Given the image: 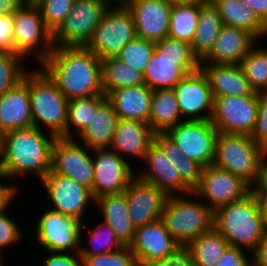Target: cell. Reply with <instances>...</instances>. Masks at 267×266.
Wrapping results in <instances>:
<instances>
[{
    "instance_id": "obj_6",
    "label": "cell",
    "mask_w": 267,
    "mask_h": 266,
    "mask_svg": "<svg viewBox=\"0 0 267 266\" xmlns=\"http://www.w3.org/2000/svg\"><path fill=\"white\" fill-rule=\"evenodd\" d=\"M168 196L161 219L173 239L180 246H187L193 239L214 226V212L203 202Z\"/></svg>"
},
{
    "instance_id": "obj_27",
    "label": "cell",
    "mask_w": 267,
    "mask_h": 266,
    "mask_svg": "<svg viewBox=\"0 0 267 266\" xmlns=\"http://www.w3.org/2000/svg\"><path fill=\"white\" fill-rule=\"evenodd\" d=\"M153 135L154 132L148 123L119 118L110 148L117 154L129 153L128 155L143 160L153 142Z\"/></svg>"
},
{
    "instance_id": "obj_1",
    "label": "cell",
    "mask_w": 267,
    "mask_h": 266,
    "mask_svg": "<svg viewBox=\"0 0 267 266\" xmlns=\"http://www.w3.org/2000/svg\"><path fill=\"white\" fill-rule=\"evenodd\" d=\"M41 65L68 100L104 95L101 59L86 46H54Z\"/></svg>"
},
{
    "instance_id": "obj_7",
    "label": "cell",
    "mask_w": 267,
    "mask_h": 266,
    "mask_svg": "<svg viewBox=\"0 0 267 266\" xmlns=\"http://www.w3.org/2000/svg\"><path fill=\"white\" fill-rule=\"evenodd\" d=\"M135 37L136 28L131 12L126 6L115 5L104 13L86 47L100 59L113 57Z\"/></svg>"
},
{
    "instance_id": "obj_46",
    "label": "cell",
    "mask_w": 267,
    "mask_h": 266,
    "mask_svg": "<svg viewBox=\"0 0 267 266\" xmlns=\"http://www.w3.org/2000/svg\"><path fill=\"white\" fill-rule=\"evenodd\" d=\"M251 137L267 151V92L259 93L258 114Z\"/></svg>"
},
{
    "instance_id": "obj_26",
    "label": "cell",
    "mask_w": 267,
    "mask_h": 266,
    "mask_svg": "<svg viewBox=\"0 0 267 266\" xmlns=\"http://www.w3.org/2000/svg\"><path fill=\"white\" fill-rule=\"evenodd\" d=\"M152 93L153 90L143 84L116 89L106 97L118 118L148 123Z\"/></svg>"
},
{
    "instance_id": "obj_33",
    "label": "cell",
    "mask_w": 267,
    "mask_h": 266,
    "mask_svg": "<svg viewBox=\"0 0 267 266\" xmlns=\"http://www.w3.org/2000/svg\"><path fill=\"white\" fill-rule=\"evenodd\" d=\"M101 72L105 96L119 88L145 84L141 71L124 64L116 56L101 59Z\"/></svg>"
},
{
    "instance_id": "obj_57",
    "label": "cell",
    "mask_w": 267,
    "mask_h": 266,
    "mask_svg": "<svg viewBox=\"0 0 267 266\" xmlns=\"http://www.w3.org/2000/svg\"><path fill=\"white\" fill-rule=\"evenodd\" d=\"M110 5H112L111 3H115L117 5H123L125 6L126 4H128L130 1L132 0H106Z\"/></svg>"
},
{
    "instance_id": "obj_3",
    "label": "cell",
    "mask_w": 267,
    "mask_h": 266,
    "mask_svg": "<svg viewBox=\"0 0 267 266\" xmlns=\"http://www.w3.org/2000/svg\"><path fill=\"white\" fill-rule=\"evenodd\" d=\"M214 227L229 245L245 247L254 253L267 232L262 200L251 190L242 199L219 207L214 212Z\"/></svg>"
},
{
    "instance_id": "obj_10",
    "label": "cell",
    "mask_w": 267,
    "mask_h": 266,
    "mask_svg": "<svg viewBox=\"0 0 267 266\" xmlns=\"http://www.w3.org/2000/svg\"><path fill=\"white\" fill-rule=\"evenodd\" d=\"M258 107V92L244 97H214L210 121L219 132L251 136L256 124Z\"/></svg>"
},
{
    "instance_id": "obj_24",
    "label": "cell",
    "mask_w": 267,
    "mask_h": 266,
    "mask_svg": "<svg viewBox=\"0 0 267 266\" xmlns=\"http://www.w3.org/2000/svg\"><path fill=\"white\" fill-rule=\"evenodd\" d=\"M199 68V60L162 59L154 52L143 72L144 82L151 90L173 89L187 74Z\"/></svg>"
},
{
    "instance_id": "obj_34",
    "label": "cell",
    "mask_w": 267,
    "mask_h": 266,
    "mask_svg": "<svg viewBox=\"0 0 267 266\" xmlns=\"http://www.w3.org/2000/svg\"><path fill=\"white\" fill-rule=\"evenodd\" d=\"M200 0L173 4L168 37L192 43L198 25Z\"/></svg>"
},
{
    "instance_id": "obj_60",
    "label": "cell",
    "mask_w": 267,
    "mask_h": 266,
    "mask_svg": "<svg viewBox=\"0 0 267 266\" xmlns=\"http://www.w3.org/2000/svg\"><path fill=\"white\" fill-rule=\"evenodd\" d=\"M187 266H199L196 261L193 259V257H191L188 261H187Z\"/></svg>"
},
{
    "instance_id": "obj_40",
    "label": "cell",
    "mask_w": 267,
    "mask_h": 266,
    "mask_svg": "<svg viewBox=\"0 0 267 266\" xmlns=\"http://www.w3.org/2000/svg\"><path fill=\"white\" fill-rule=\"evenodd\" d=\"M21 58L16 53L0 51V94L12 89L23 80L27 70H23Z\"/></svg>"
},
{
    "instance_id": "obj_44",
    "label": "cell",
    "mask_w": 267,
    "mask_h": 266,
    "mask_svg": "<svg viewBox=\"0 0 267 266\" xmlns=\"http://www.w3.org/2000/svg\"><path fill=\"white\" fill-rule=\"evenodd\" d=\"M173 165L178 170L182 182L193 191L200 182L204 166L187 156L178 159Z\"/></svg>"
},
{
    "instance_id": "obj_20",
    "label": "cell",
    "mask_w": 267,
    "mask_h": 266,
    "mask_svg": "<svg viewBox=\"0 0 267 266\" xmlns=\"http://www.w3.org/2000/svg\"><path fill=\"white\" fill-rule=\"evenodd\" d=\"M179 246L160 218L137 227L129 248L137 262L153 263L165 258Z\"/></svg>"
},
{
    "instance_id": "obj_22",
    "label": "cell",
    "mask_w": 267,
    "mask_h": 266,
    "mask_svg": "<svg viewBox=\"0 0 267 266\" xmlns=\"http://www.w3.org/2000/svg\"><path fill=\"white\" fill-rule=\"evenodd\" d=\"M255 41L257 39L246 30L223 24L213 48L200 63L240 64L254 44L256 45Z\"/></svg>"
},
{
    "instance_id": "obj_38",
    "label": "cell",
    "mask_w": 267,
    "mask_h": 266,
    "mask_svg": "<svg viewBox=\"0 0 267 266\" xmlns=\"http://www.w3.org/2000/svg\"><path fill=\"white\" fill-rule=\"evenodd\" d=\"M90 245L92 249L80 247V256H94L112 251H117L125 245L118 239L112 228L105 222L98 224L89 231Z\"/></svg>"
},
{
    "instance_id": "obj_58",
    "label": "cell",
    "mask_w": 267,
    "mask_h": 266,
    "mask_svg": "<svg viewBox=\"0 0 267 266\" xmlns=\"http://www.w3.org/2000/svg\"><path fill=\"white\" fill-rule=\"evenodd\" d=\"M40 1L41 0H21V4H25V5H36Z\"/></svg>"
},
{
    "instance_id": "obj_13",
    "label": "cell",
    "mask_w": 267,
    "mask_h": 266,
    "mask_svg": "<svg viewBox=\"0 0 267 266\" xmlns=\"http://www.w3.org/2000/svg\"><path fill=\"white\" fill-rule=\"evenodd\" d=\"M251 190L239 176L211 164L204 167L200 182L192 194L205 198L206 205L215 212L223 205L242 199Z\"/></svg>"
},
{
    "instance_id": "obj_4",
    "label": "cell",
    "mask_w": 267,
    "mask_h": 266,
    "mask_svg": "<svg viewBox=\"0 0 267 266\" xmlns=\"http://www.w3.org/2000/svg\"><path fill=\"white\" fill-rule=\"evenodd\" d=\"M29 96L34 127L39 122L56 137L66 138L68 99L43 69L29 71Z\"/></svg>"
},
{
    "instance_id": "obj_37",
    "label": "cell",
    "mask_w": 267,
    "mask_h": 266,
    "mask_svg": "<svg viewBox=\"0 0 267 266\" xmlns=\"http://www.w3.org/2000/svg\"><path fill=\"white\" fill-rule=\"evenodd\" d=\"M255 47L241 60L240 66L255 92H267V49Z\"/></svg>"
},
{
    "instance_id": "obj_49",
    "label": "cell",
    "mask_w": 267,
    "mask_h": 266,
    "mask_svg": "<svg viewBox=\"0 0 267 266\" xmlns=\"http://www.w3.org/2000/svg\"><path fill=\"white\" fill-rule=\"evenodd\" d=\"M242 250V248L229 245L216 266H252L253 262L248 261V257Z\"/></svg>"
},
{
    "instance_id": "obj_2",
    "label": "cell",
    "mask_w": 267,
    "mask_h": 266,
    "mask_svg": "<svg viewBox=\"0 0 267 266\" xmlns=\"http://www.w3.org/2000/svg\"><path fill=\"white\" fill-rule=\"evenodd\" d=\"M41 128L16 129L1 135L0 174L5 179L35 173L41 181L51 170L54 134L49 139Z\"/></svg>"
},
{
    "instance_id": "obj_11",
    "label": "cell",
    "mask_w": 267,
    "mask_h": 266,
    "mask_svg": "<svg viewBox=\"0 0 267 266\" xmlns=\"http://www.w3.org/2000/svg\"><path fill=\"white\" fill-rule=\"evenodd\" d=\"M183 156L203 165L213 164L219 131L210 120H184L166 132Z\"/></svg>"
},
{
    "instance_id": "obj_52",
    "label": "cell",
    "mask_w": 267,
    "mask_h": 266,
    "mask_svg": "<svg viewBox=\"0 0 267 266\" xmlns=\"http://www.w3.org/2000/svg\"><path fill=\"white\" fill-rule=\"evenodd\" d=\"M267 151L264 153L259 170V178L252 190L263 200L267 196Z\"/></svg>"
},
{
    "instance_id": "obj_45",
    "label": "cell",
    "mask_w": 267,
    "mask_h": 266,
    "mask_svg": "<svg viewBox=\"0 0 267 266\" xmlns=\"http://www.w3.org/2000/svg\"><path fill=\"white\" fill-rule=\"evenodd\" d=\"M10 203L11 201L0 210V253L3 248H6L7 246L10 247L17 242H20V239L22 238L21 230L17 223L5 214Z\"/></svg>"
},
{
    "instance_id": "obj_63",
    "label": "cell",
    "mask_w": 267,
    "mask_h": 266,
    "mask_svg": "<svg viewBox=\"0 0 267 266\" xmlns=\"http://www.w3.org/2000/svg\"><path fill=\"white\" fill-rule=\"evenodd\" d=\"M2 255H1V253H0V266H3V264H2V257H1Z\"/></svg>"
},
{
    "instance_id": "obj_16",
    "label": "cell",
    "mask_w": 267,
    "mask_h": 266,
    "mask_svg": "<svg viewBox=\"0 0 267 266\" xmlns=\"http://www.w3.org/2000/svg\"><path fill=\"white\" fill-rule=\"evenodd\" d=\"M41 183L45 187L51 203L55 206L51 210L80 221H82L86 205L89 201H94L89 188L52 170L44 176Z\"/></svg>"
},
{
    "instance_id": "obj_42",
    "label": "cell",
    "mask_w": 267,
    "mask_h": 266,
    "mask_svg": "<svg viewBox=\"0 0 267 266\" xmlns=\"http://www.w3.org/2000/svg\"><path fill=\"white\" fill-rule=\"evenodd\" d=\"M82 266H136L137 259L129 246L100 255L81 256Z\"/></svg>"
},
{
    "instance_id": "obj_31",
    "label": "cell",
    "mask_w": 267,
    "mask_h": 266,
    "mask_svg": "<svg viewBox=\"0 0 267 266\" xmlns=\"http://www.w3.org/2000/svg\"><path fill=\"white\" fill-rule=\"evenodd\" d=\"M217 7L222 23L244 29L257 40L267 36V27L254 11L241 0H211Z\"/></svg>"
},
{
    "instance_id": "obj_36",
    "label": "cell",
    "mask_w": 267,
    "mask_h": 266,
    "mask_svg": "<svg viewBox=\"0 0 267 266\" xmlns=\"http://www.w3.org/2000/svg\"><path fill=\"white\" fill-rule=\"evenodd\" d=\"M107 100L105 95H92L88 97L75 98L68 101L66 138L73 139L71 126L80 135L91 124L93 115L97 109Z\"/></svg>"
},
{
    "instance_id": "obj_23",
    "label": "cell",
    "mask_w": 267,
    "mask_h": 266,
    "mask_svg": "<svg viewBox=\"0 0 267 266\" xmlns=\"http://www.w3.org/2000/svg\"><path fill=\"white\" fill-rule=\"evenodd\" d=\"M143 161L148 168L147 171L138 173V177L157 186L168 196L174 195L175 191L192 195V191L182 182L176 167L154 142L150 144Z\"/></svg>"
},
{
    "instance_id": "obj_5",
    "label": "cell",
    "mask_w": 267,
    "mask_h": 266,
    "mask_svg": "<svg viewBox=\"0 0 267 266\" xmlns=\"http://www.w3.org/2000/svg\"><path fill=\"white\" fill-rule=\"evenodd\" d=\"M266 151L249 135L219 132L213 164L239 176L250 187L258 181Z\"/></svg>"
},
{
    "instance_id": "obj_59",
    "label": "cell",
    "mask_w": 267,
    "mask_h": 266,
    "mask_svg": "<svg viewBox=\"0 0 267 266\" xmlns=\"http://www.w3.org/2000/svg\"><path fill=\"white\" fill-rule=\"evenodd\" d=\"M167 2L176 4V3H189V2H194L197 0H166Z\"/></svg>"
},
{
    "instance_id": "obj_25",
    "label": "cell",
    "mask_w": 267,
    "mask_h": 266,
    "mask_svg": "<svg viewBox=\"0 0 267 266\" xmlns=\"http://www.w3.org/2000/svg\"><path fill=\"white\" fill-rule=\"evenodd\" d=\"M200 68L208 78L213 97H244L255 92L246 79L240 64L200 63Z\"/></svg>"
},
{
    "instance_id": "obj_32",
    "label": "cell",
    "mask_w": 267,
    "mask_h": 266,
    "mask_svg": "<svg viewBox=\"0 0 267 266\" xmlns=\"http://www.w3.org/2000/svg\"><path fill=\"white\" fill-rule=\"evenodd\" d=\"M182 118L173 89L153 90L148 124L154 133H166Z\"/></svg>"
},
{
    "instance_id": "obj_12",
    "label": "cell",
    "mask_w": 267,
    "mask_h": 266,
    "mask_svg": "<svg viewBox=\"0 0 267 266\" xmlns=\"http://www.w3.org/2000/svg\"><path fill=\"white\" fill-rule=\"evenodd\" d=\"M76 218L51 210L39 217L36 226V238L44 249L50 252L79 253L81 246L82 224ZM77 251V252H76Z\"/></svg>"
},
{
    "instance_id": "obj_47",
    "label": "cell",
    "mask_w": 267,
    "mask_h": 266,
    "mask_svg": "<svg viewBox=\"0 0 267 266\" xmlns=\"http://www.w3.org/2000/svg\"><path fill=\"white\" fill-rule=\"evenodd\" d=\"M153 142L160 148L172 164H175L178 159H182L183 154L167 133H154Z\"/></svg>"
},
{
    "instance_id": "obj_19",
    "label": "cell",
    "mask_w": 267,
    "mask_h": 266,
    "mask_svg": "<svg viewBox=\"0 0 267 266\" xmlns=\"http://www.w3.org/2000/svg\"><path fill=\"white\" fill-rule=\"evenodd\" d=\"M125 6L132 14L137 37L153 42L168 37L173 3L166 0H132Z\"/></svg>"
},
{
    "instance_id": "obj_39",
    "label": "cell",
    "mask_w": 267,
    "mask_h": 266,
    "mask_svg": "<svg viewBox=\"0 0 267 266\" xmlns=\"http://www.w3.org/2000/svg\"><path fill=\"white\" fill-rule=\"evenodd\" d=\"M154 49L155 42L136 36L122 48L116 57L124 64L143 73Z\"/></svg>"
},
{
    "instance_id": "obj_62",
    "label": "cell",
    "mask_w": 267,
    "mask_h": 266,
    "mask_svg": "<svg viewBox=\"0 0 267 266\" xmlns=\"http://www.w3.org/2000/svg\"><path fill=\"white\" fill-rule=\"evenodd\" d=\"M136 266H155L153 263H142V262H137Z\"/></svg>"
},
{
    "instance_id": "obj_15",
    "label": "cell",
    "mask_w": 267,
    "mask_h": 266,
    "mask_svg": "<svg viewBox=\"0 0 267 266\" xmlns=\"http://www.w3.org/2000/svg\"><path fill=\"white\" fill-rule=\"evenodd\" d=\"M88 151L87 146L84 149L74 139L57 137L52 147L51 170L70 177L91 190L94 161Z\"/></svg>"
},
{
    "instance_id": "obj_53",
    "label": "cell",
    "mask_w": 267,
    "mask_h": 266,
    "mask_svg": "<svg viewBox=\"0 0 267 266\" xmlns=\"http://www.w3.org/2000/svg\"><path fill=\"white\" fill-rule=\"evenodd\" d=\"M250 7L259 20L267 27V0H241Z\"/></svg>"
},
{
    "instance_id": "obj_8",
    "label": "cell",
    "mask_w": 267,
    "mask_h": 266,
    "mask_svg": "<svg viewBox=\"0 0 267 266\" xmlns=\"http://www.w3.org/2000/svg\"><path fill=\"white\" fill-rule=\"evenodd\" d=\"M12 18L14 53L23 57L35 51L34 56L37 55L41 66L52 52L54 43L53 33L46 27L40 10L36 5L21 4L12 14ZM40 44L45 48L40 49Z\"/></svg>"
},
{
    "instance_id": "obj_30",
    "label": "cell",
    "mask_w": 267,
    "mask_h": 266,
    "mask_svg": "<svg viewBox=\"0 0 267 266\" xmlns=\"http://www.w3.org/2000/svg\"><path fill=\"white\" fill-rule=\"evenodd\" d=\"M118 115L106 100L93 115L91 124L79 138L89 149H104L111 146L118 122Z\"/></svg>"
},
{
    "instance_id": "obj_28",
    "label": "cell",
    "mask_w": 267,
    "mask_h": 266,
    "mask_svg": "<svg viewBox=\"0 0 267 266\" xmlns=\"http://www.w3.org/2000/svg\"><path fill=\"white\" fill-rule=\"evenodd\" d=\"M102 211L103 221L108 224L118 239L129 246L134 238L136 228L131 223L125 192L103 195L94 200Z\"/></svg>"
},
{
    "instance_id": "obj_17",
    "label": "cell",
    "mask_w": 267,
    "mask_h": 266,
    "mask_svg": "<svg viewBox=\"0 0 267 266\" xmlns=\"http://www.w3.org/2000/svg\"><path fill=\"white\" fill-rule=\"evenodd\" d=\"M173 90L182 117L184 115L187 117L189 116L188 120L211 119L214 97L208 78L201 68L187 74ZM205 111H208V113ZM203 112H205V114Z\"/></svg>"
},
{
    "instance_id": "obj_61",
    "label": "cell",
    "mask_w": 267,
    "mask_h": 266,
    "mask_svg": "<svg viewBox=\"0 0 267 266\" xmlns=\"http://www.w3.org/2000/svg\"><path fill=\"white\" fill-rule=\"evenodd\" d=\"M262 202H263L265 214L267 216V196L262 200Z\"/></svg>"
},
{
    "instance_id": "obj_55",
    "label": "cell",
    "mask_w": 267,
    "mask_h": 266,
    "mask_svg": "<svg viewBox=\"0 0 267 266\" xmlns=\"http://www.w3.org/2000/svg\"><path fill=\"white\" fill-rule=\"evenodd\" d=\"M3 179L5 178L0 174V180L2 181ZM16 188L17 187H15L14 185L11 186L0 183V210L13 200V198L17 194Z\"/></svg>"
},
{
    "instance_id": "obj_21",
    "label": "cell",
    "mask_w": 267,
    "mask_h": 266,
    "mask_svg": "<svg viewBox=\"0 0 267 266\" xmlns=\"http://www.w3.org/2000/svg\"><path fill=\"white\" fill-rule=\"evenodd\" d=\"M32 126L29 72H26L15 87L0 94V135Z\"/></svg>"
},
{
    "instance_id": "obj_50",
    "label": "cell",
    "mask_w": 267,
    "mask_h": 266,
    "mask_svg": "<svg viewBox=\"0 0 267 266\" xmlns=\"http://www.w3.org/2000/svg\"><path fill=\"white\" fill-rule=\"evenodd\" d=\"M192 257L188 246H179L165 258L153 262L155 266H187V261Z\"/></svg>"
},
{
    "instance_id": "obj_54",
    "label": "cell",
    "mask_w": 267,
    "mask_h": 266,
    "mask_svg": "<svg viewBox=\"0 0 267 266\" xmlns=\"http://www.w3.org/2000/svg\"><path fill=\"white\" fill-rule=\"evenodd\" d=\"M253 257L252 266H267V232L260 241Z\"/></svg>"
},
{
    "instance_id": "obj_18",
    "label": "cell",
    "mask_w": 267,
    "mask_h": 266,
    "mask_svg": "<svg viewBox=\"0 0 267 266\" xmlns=\"http://www.w3.org/2000/svg\"><path fill=\"white\" fill-rule=\"evenodd\" d=\"M124 192L129 218L135 228L161 218L168 198L163 190L135 175Z\"/></svg>"
},
{
    "instance_id": "obj_29",
    "label": "cell",
    "mask_w": 267,
    "mask_h": 266,
    "mask_svg": "<svg viewBox=\"0 0 267 266\" xmlns=\"http://www.w3.org/2000/svg\"><path fill=\"white\" fill-rule=\"evenodd\" d=\"M222 25L221 16L212 1L200 0L198 25L191 43L192 51L199 61L213 48Z\"/></svg>"
},
{
    "instance_id": "obj_14",
    "label": "cell",
    "mask_w": 267,
    "mask_h": 266,
    "mask_svg": "<svg viewBox=\"0 0 267 266\" xmlns=\"http://www.w3.org/2000/svg\"><path fill=\"white\" fill-rule=\"evenodd\" d=\"M92 151L97 154L93 157L94 178L90 190L94 200L103 195L124 192L134 177L129 162L108 148Z\"/></svg>"
},
{
    "instance_id": "obj_41",
    "label": "cell",
    "mask_w": 267,
    "mask_h": 266,
    "mask_svg": "<svg viewBox=\"0 0 267 266\" xmlns=\"http://www.w3.org/2000/svg\"><path fill=\"white\" fill-rule=\"evenodd\" d=\"M75 0H41L36 4L46 27L54 33L65 21Z\"/></svg>"
},
{
    "instance_id": "obj_9",
    "label": "cell",
    "mask_w": 267,
    "mask_h": 266,
    "mask_svg": "<svg viewBox=\"0 0 267 266\" xmlns=\"http://www.w3.org/2000/svg\"><path fill=\"white\" fill-rule=\"evenodd\" d=\"M109 7L106 0H75L69 15L53 33L54 46H86Z\"/></svg>"
},
{
    "instance_id": "obj_48",
    "label": "cell",
    "mask_w": 267,
    "mask_h": 266,
    "mask_svg": "<svg viewBox=\"0 0 267 266\" xmlns=\"http://www.w3.org/2000/svg\"><path fill=\"white\" fill-rule=\"evenodd\" d=\"M0 51L14 53V26L11 15H0Z\"/></svg>"
},
{
    "instance_id": "obj_43",
    "label": "cell",
    "mask_w": 267,
    "mask_h": 266,
    "mask_svg": "<svg viewBox=\"0 0 267 266\" xmlns=\"http://www.w3.org/2000/svg\"><path fill=\"white\" fill-rule=\"evenodd\" d=\"M154 52L158 58L169 60H199L193 53L191 44L165 37L163 40L155 42Z\"/></svg>"
},
{
    "instance_id": "obj_35",
    "label": "cell",
    "mask_w": 267,
    "mask_h": 266,
    "mask_svg": "<svg viewBox=\"0 0 267 266\" xmlns=\"http://www.w3.org/2000/svg\"><path fill=\"white\" fill-rule=\"evenodd\" d=\"M199 266H216L229 246L225 237L213 226L187 245Z\"/></svg>"
},
{
    "instance_id": "obj_51",
    "label": "cell",
    "mask_w": 267,
    "mask_h": 266,
    "mask_svg": "<svg viewBox=\"0 0 267 266\" xmlns=\"http://www.w3.org/2000/svg\"><path fill=\"white\" fill-rule=\"evenodd\" d=\"M50 255L47 256L43 266H82V258L79 253L76 254L77 256L68 252H52Z\"/></svg>"
},
{
    "instance_id": "obj_56",
    "label": "cell",
    "mask_w": 267,
    "mask_h": 266,
    "mask_svg": "<svg viewBox=\"0 0 267 266\" xmlns=\"http://www.w3.org/2000/svg\"><path fill=\"white\" fill-rule=\"evenodd\" d=\"M21 5V0H0V15H11Z\"/></svg>"
}]
</instances>
